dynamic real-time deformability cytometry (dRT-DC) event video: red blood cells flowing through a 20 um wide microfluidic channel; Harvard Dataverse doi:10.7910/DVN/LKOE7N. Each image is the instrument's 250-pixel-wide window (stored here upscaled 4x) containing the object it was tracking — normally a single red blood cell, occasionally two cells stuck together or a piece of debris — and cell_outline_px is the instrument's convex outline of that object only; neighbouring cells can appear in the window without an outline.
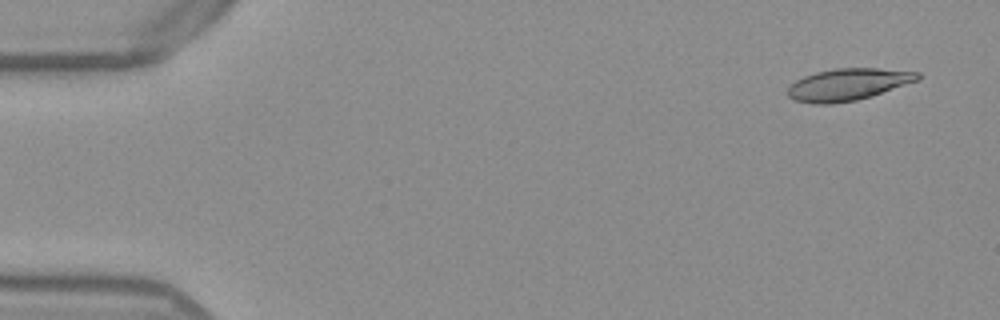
{"species": "Egyptian fruit bat (a non-hibernating species)", "species_latin": "Rousettus aegyptiacus", "temperature_condition": "warm", "stored_images_in_passage": 53, "camera_frame_rate_fps": 3000, "um_per_image_px": 0.085, "frame": {"image": 1, "passage_image": 3, "time_ms": 0.667, "image_size_px": [1000, 320], "cell_outline_px": [[924, 76], [920, 80], [872, 96], [856, 100], [832, 104], [812, 104], [792, 100], [788, 96], [788, 88], [796, 80], [804, 76], [816, 72], [832, 68], [876, 68], [920, 72]], "centroid_in_image_um": [72.11, 7.18], "position_along_channel_um": 12.9, "area_um2": 24.51}}
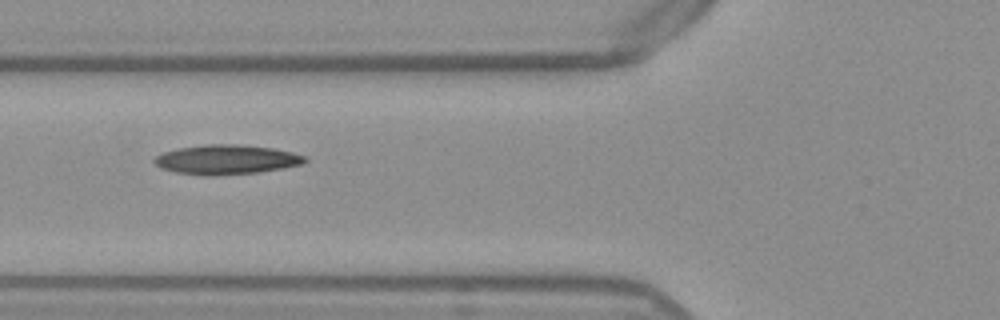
{"frame": {"image": 2, "passage_image": 20, "time_ms": 6.333, "image_size_px": [1000, 320], "cell_outline_px": [[308, 160], [304, 164], [284, 168], [260, 172], [216, 176], [204, 176], [176, 172], [160, 168], [152, 160], [156, 156], [164, 152], [180, 148], [204, 144], [236, 144], [272, 148], [292, 152], [308, 156]], "centroid_in_image_um": [19.28, 13.57], "position_along_channel_um": 106.5, "area_um2": 26.18}}
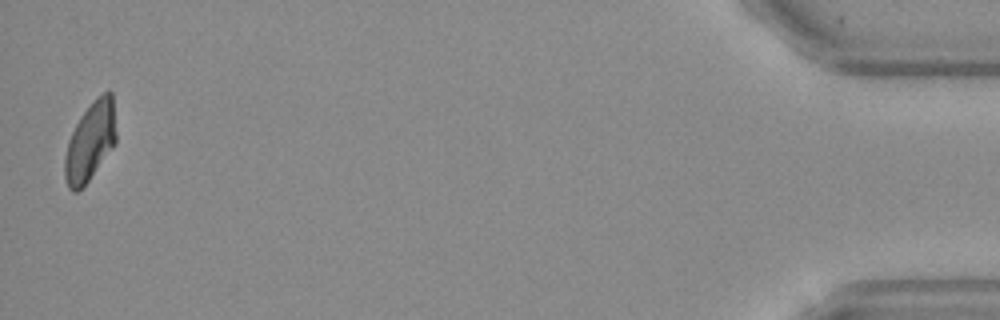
{"frame": {"image": 3, "passage_image": 52, "time_ms": 17.0, "image_size_px": [1000, 320], "cell_outline_px": [[116, 144], [88, 180], [76, 192], [72, 192], [68, 188], [64, 176], [64, 156], [68, 140], [80, 116], [108, 88], [112, 92], [116, 132]], "centroid_in_image_um": [7.67, 12.05], "position_along_channel_um": 427.5, "area_um2": 23.35}, "authors_computed_cell_mechanics": {"area_um2": 24.6228, "velocity_mm_per_s": 3.8552, "shape_relaxation_time_tau1_ms": 10.1, "shape_relaxation_time_tau2_ms": 5.3945, "deformation_change_tau1": 0.2426, "deformation_change_tau2": 0.1352}}